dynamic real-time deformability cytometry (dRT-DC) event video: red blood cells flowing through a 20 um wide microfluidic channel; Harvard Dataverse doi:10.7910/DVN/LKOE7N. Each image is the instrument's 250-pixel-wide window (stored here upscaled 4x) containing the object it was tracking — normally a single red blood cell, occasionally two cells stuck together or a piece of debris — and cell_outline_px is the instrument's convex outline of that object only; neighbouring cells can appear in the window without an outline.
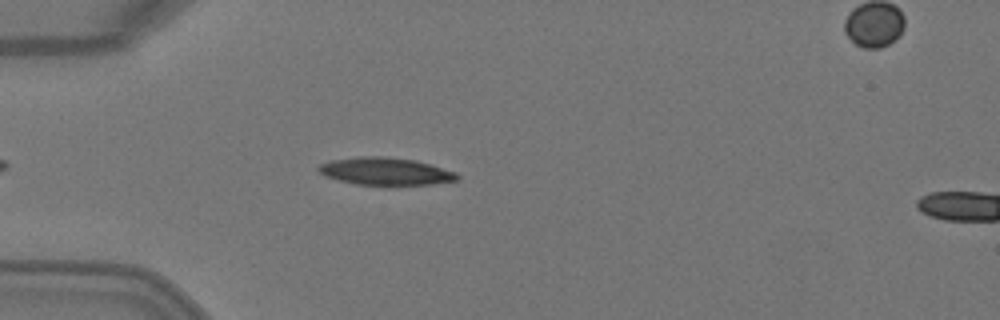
{"species": "Egyptian fruit bat (a non-hibernating species)", "species_latin": "Rousettus aegyptiacus", "temperature_condition": "warm", "stored_images_in_passage": 3, "camera_frame_rate_fps": 3000, "um_per_image_px": 0.085, "animal": {"sex": "female"}, "frame": {"image": 1, "passage_image": 2, "time_ms": 0.333, "image_size_px": [1000, 320], "cell_outline_px": [[460, 176], [456, 180], [432, 184], [388, 188], [356, 184], [324, 176], [316, 168], [320, 164], [332, 160], [356, 156], [384, 156], [416, 160], [432, 164], [456, 172]], "centroid_in_image_um": [32.79, 14.59], "position_along_channel_um": 52.2, "area_um2": 23.18}}